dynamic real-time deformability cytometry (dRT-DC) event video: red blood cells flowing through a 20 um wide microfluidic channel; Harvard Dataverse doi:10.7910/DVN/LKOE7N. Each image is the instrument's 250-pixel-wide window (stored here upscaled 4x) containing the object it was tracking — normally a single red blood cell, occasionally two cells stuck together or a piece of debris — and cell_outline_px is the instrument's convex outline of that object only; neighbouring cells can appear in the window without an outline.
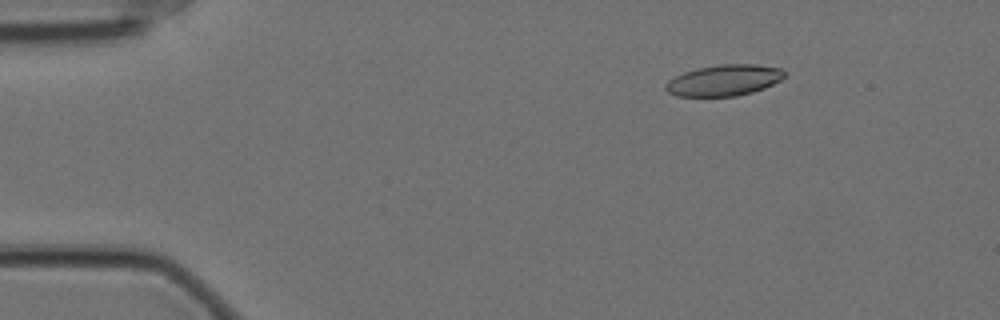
{"species": "Egyptian fruit bat (a non-hibernating species)", "species_latin": "Rousettus aegyptiacus", "temperature_condition": "cold", "stored_images_in_passage": 51, "camera_frame_rate_fps": 3000, "um_per_image_px": 0.085, "animal": {"sex": "female"}, "frame": {"image": 1, "passage_image": 1, "time_ms": 0.0, "image_size_px": [1000, 320], "cell_outline_px": [[788, 76], [764, 88], [752, 92], [736, 96], [676, 96], [668, 92], [664, 88], [664, 84], [668, 80], [684, 72], [696, 68], [720, 64], [756, 64], [780, 68], [788, 72]], "centroid_in_image_um": [61.56, 6.81], "position_along_channel_um": 23.4, "area_um2": 21.73}}
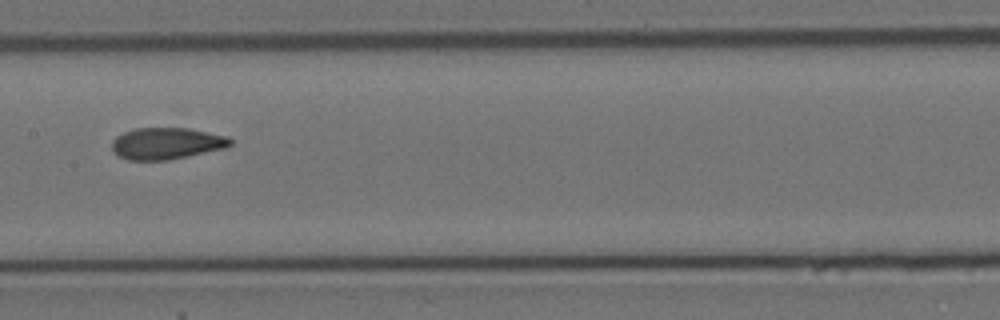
{"frame": {"image": 2, "passage_image": 22, "time_ms": 7.0, "image_size_px": [1000, 320], "cell_outline_px": [[232, 144], [224, 148], [168, 160], [128, 160], [112, 152], [112, 140], [116, 136], [124, 132], [136, 128], [188, 128], [228, 136], [232, 140]], "centroid_in_image_um": [14.13, 12.19], "position_along_channel_um": 193.3, "area_um2": 21.79}}
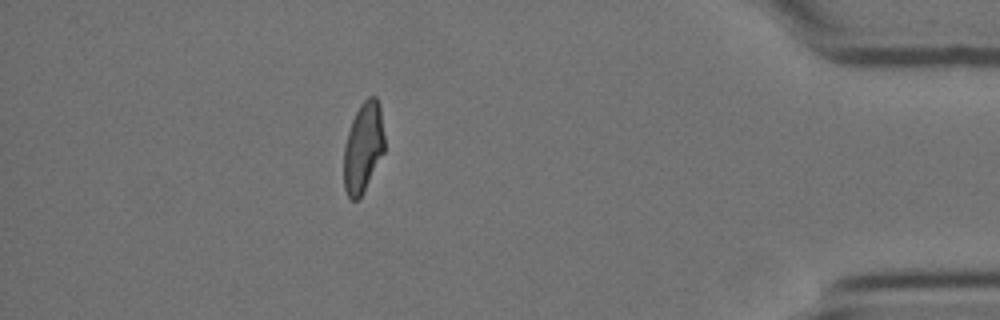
{"frame": {"image": 3, "passage_image": 44, "time_ms": 14.333, "image_size_px": [1000, 320], "cell_outline_px": [[384, 152], [360, 196], [356, 200], [352, 200], [348, 196], [344, 188], [344, 148], [348, 132], [352, 120], [360, 104], [368, 96], [376, 96], [380, 104], [384, 136]], "centroid_in_image_um": [30.87, 12.48], "position_along_channel_um": 404.3, "area_um2": 21.1}, "authors_computed_cell_mechanics": {"area_um2": 22.0218, "velocity_mm_per_s": 3.5022, "shape_relaxation_time_tau1_ms": null, "shape_relaxation_time_tau2_ms": 2.1901, "deformation_change_tau1": null, "deformation_change_tau2": 0.0886}}